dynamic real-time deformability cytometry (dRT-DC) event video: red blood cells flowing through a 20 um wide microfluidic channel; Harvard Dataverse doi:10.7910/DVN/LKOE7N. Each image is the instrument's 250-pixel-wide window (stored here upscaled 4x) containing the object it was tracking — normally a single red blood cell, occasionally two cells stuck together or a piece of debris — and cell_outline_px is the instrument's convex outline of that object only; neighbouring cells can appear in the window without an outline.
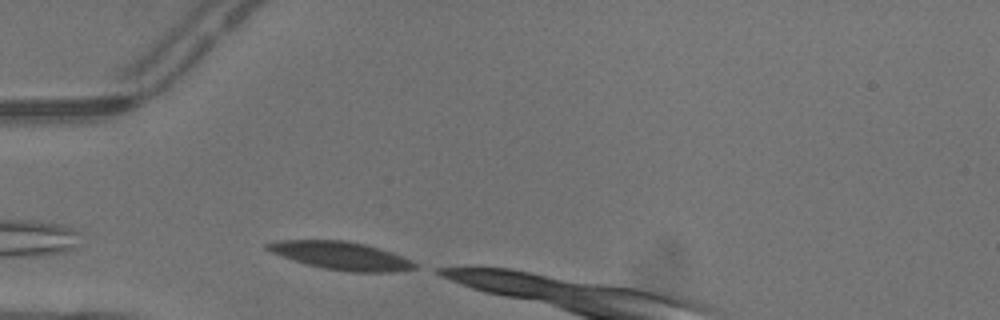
{"species": "common noctule bat (a hibernating species)", "species_latin": "Nyctalus noctula", "temperature_condition": "warm", "stored_images_in_passage": 1, "camera_frame_rate_fps": 3000, "um_per_image_px": 0.085, "animal": {"sex": "male", "body_mass_g": 13.3}, "frame": {"image": 1, "passage_image": 1, "time_ms": 0.0, "image_size_px": [1000, 320], "cell_outline_px": [[416, 268], [396, 272], [352, 272], [324, 268], [304, 264], [268, 252], [264, 248], [264, 244], [276, 240], [344, 240], [364, 244], [380, 248], [412, 260], [416, 264]], "centroid_in_image_um": [28.93, 21.73], "position_along_channel_um": 56.1, "area_um2": 24.28}}